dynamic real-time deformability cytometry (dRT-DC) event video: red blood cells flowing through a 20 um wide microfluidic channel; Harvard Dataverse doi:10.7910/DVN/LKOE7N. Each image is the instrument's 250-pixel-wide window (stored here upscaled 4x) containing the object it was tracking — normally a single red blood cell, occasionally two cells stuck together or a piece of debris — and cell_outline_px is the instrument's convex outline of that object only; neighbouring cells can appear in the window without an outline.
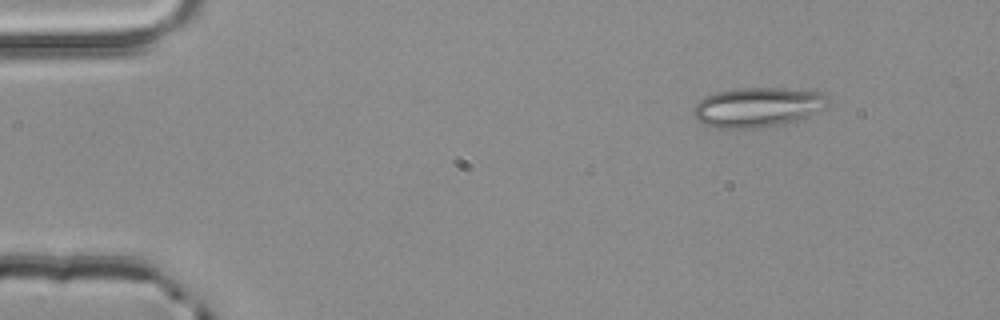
{"species": "common noctule bat (a hibernating species)", "species_latin": "Nyctalus noctula", "temperature_condition": "room temperature", "stored_images_in_passage": 3, "camera_frame_rate_fps": 3000, "um_per_image_px": 0.085, "animal": {"sex": "male", "body_mass_g": 20.4}, "frame": {"image": 1, "passage_image": 1, "time_ms": 0.0, "image_size_px": [1000, 320], "cell_outline_px": [[828, 104], [824, 108], [804, 120], [784, 124], [756, 128], [720, 128], [704, 124], [696, 120], [692, 112], [692, 108], [704, 96], [716, 92], [736, 88], [784, 88], [824, 92], [828, 96]], "centroid_in_image_um": [64.43, 9.11], "position_along_channel_um": 20.6, "area_um2": 31.67}}
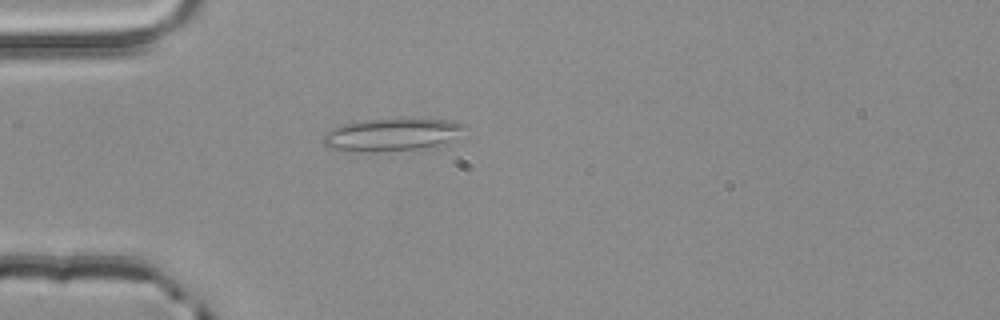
{"frame": {"image": 2, "passage_image": 3, "time_ms": 0.667, "image_size_px": [1000, 320], "cell_outline_px": [[464, 124], [456, 140], [420, 148], [328, 148], [324, 144], [324, 132], [332, 128], [356, 120], [396, 116], [452, 120]], "centroid_in_image_um": [33.38, 11.31], "position_along_channel_um": 51.6, "area_um2": 26.24}}